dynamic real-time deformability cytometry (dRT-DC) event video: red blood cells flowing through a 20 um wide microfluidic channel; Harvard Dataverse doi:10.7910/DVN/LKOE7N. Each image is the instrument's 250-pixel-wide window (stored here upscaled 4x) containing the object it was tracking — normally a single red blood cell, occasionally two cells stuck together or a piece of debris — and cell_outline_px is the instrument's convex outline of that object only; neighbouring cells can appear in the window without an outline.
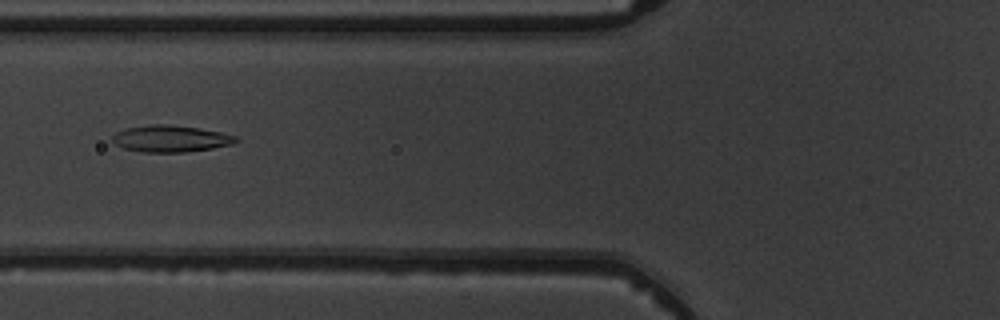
{"species": "common noctule bat (a hibernating species)", "species_latin": "Nyctalus noctula", "temperature_condition": "warm", "stored_images_in_passage": 2, "camera_frame_rate_fps": 3000, "um_per_image_px": 0.085, "animal": {"sex": "male", "body_mass_g": 19.5, "forearm_length_mm": 54.6}, "frame": {"image": 1, "passage_image": 2, "time_ms": 1.0, "image_size_px": [1000, 320], "cell_outline_px": [[236, 140], [232, 144], [212, 148], [184, 152], [144, 152], [124, 148], [116, 144], [112, 140], [112, 136], [116, 132], [124, 128], [152, 124], [168, 124], [200, 128], [220, 132], [236, 136]], "centroid_in_image_um": [14.47, 11.77], "position_along_channel_um": 111.3, "area_um2": 19.07}}